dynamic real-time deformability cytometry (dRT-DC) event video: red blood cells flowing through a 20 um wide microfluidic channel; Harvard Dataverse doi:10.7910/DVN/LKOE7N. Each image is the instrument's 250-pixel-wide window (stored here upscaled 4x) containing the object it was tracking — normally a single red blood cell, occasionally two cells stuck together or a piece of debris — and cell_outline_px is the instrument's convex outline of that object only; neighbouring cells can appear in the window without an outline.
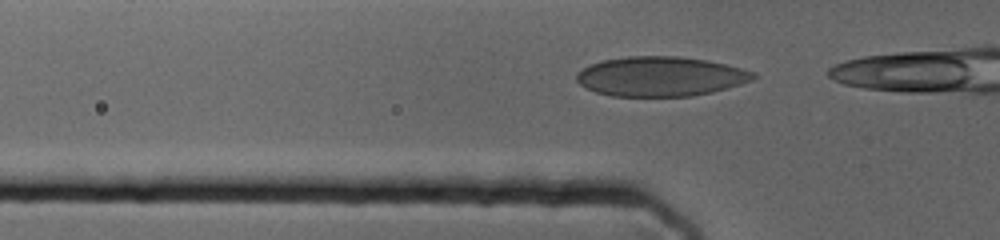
{"species": "human", "species_latin": "Homo sapiens", "temperature_condition": "cold", "stored_images_in_passage": 8, "camera_frame_rate_fps": 3000, "um_per_image_px": 0.085, "donor": {"sex": "female"}, "frame": {"image": 1, "passage_image": 2, "time_ms": 0.333, "image_size_px": [1000, 240], "cell_outline_px": [[756, 76], [752, 80], [740, 84], [712, 92], [692, 96], [612, 96], [596, 92], [584, 88], [576, 80], [576, 72], [592, 64], [604, 60], [628, 56], [676, 56], [704, 60], [724, 64], [756, 72]], "centroid_in_image_um": [56.12, 6.5], "position_along_channel_um": 69.7, "area_um2": 40.63}}
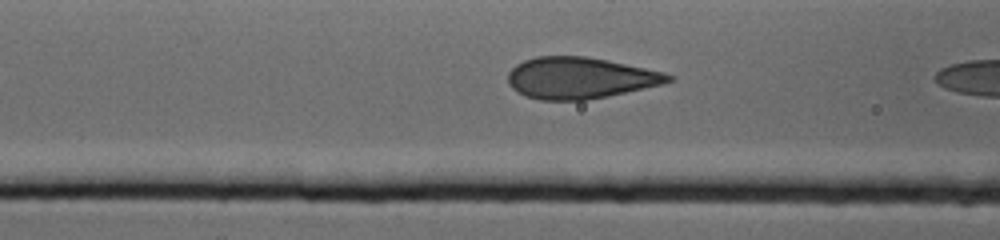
{"frame": {"image": 2, "passage_image": 7, "time_ms": 2.0, "image_size_px": [1000, 240], "cell_outline_px": [[672, 80], [664, 84], [608, 96], [584, 100], [540, 100], [524, 96], [512, 88], [508, 84], [508, 72], [516, 64], [524, 60], [536, 56], [588, 56], [608, 60], [664, 72], [672, 76]], "centroid_in_image_um": [49.27, 6.62], "position_along_channel_um": 117.3, "area_um2": 38.78}}